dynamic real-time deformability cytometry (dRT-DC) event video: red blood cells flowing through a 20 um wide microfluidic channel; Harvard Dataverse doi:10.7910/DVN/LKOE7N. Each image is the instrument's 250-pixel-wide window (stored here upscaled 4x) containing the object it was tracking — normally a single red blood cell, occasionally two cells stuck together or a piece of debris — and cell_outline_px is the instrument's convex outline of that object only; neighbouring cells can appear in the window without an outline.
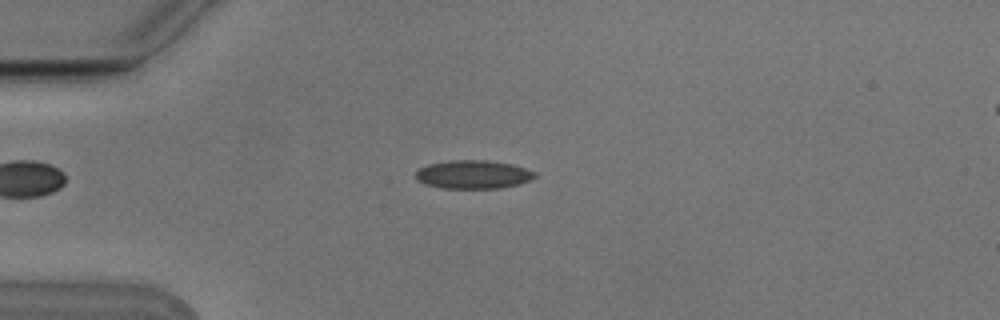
{"species": "Egyptian fruit bat (a non-hibernating species)", "species_latin": "Rousettus aegyptiacus", "temperature_condition": "cold", "stored_images_in_passage": 6, "camera_frame_rate_fps": 3000, "um_per_image_px": 0.085, "animal": {"sex": "male"}, "frame": {"image": 1, "passage_image": 4, "time_ms": 1.0, "image_size_px": [1000, 320], "cell_outline_px": [[536, 176], [520, 184], [500, 188], [444, 188], [424, 184], [416, 180], [416, 172], [420, 168], [428, 164], [448, 160], [488, 160], [512, 164], [536, 172]], "centroid_in_image_um": [40.2, 14.82], "position_along_channel_um": 44.8, "area_um2": 19.77}}